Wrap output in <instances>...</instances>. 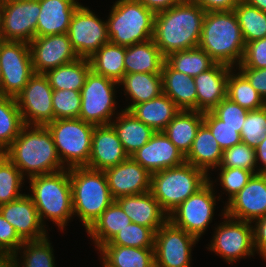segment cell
I'll use <instances>...</instances> for the list:
<instances>
[{
    "label": "cell",
    "mask_w": 266,
    "mask_h": 267,
    "mask_svg": "<svg viewBox=\"0 0 266 267\" xmlns=\"http://www.w3.org/2000/svg\"><path fill=\"white\" fill-rule=\"evenodd\" d=\"M130 223V218L114 200L86 232L94 240L98 250Z\"/></svg>",
    "instance_id": "obj_34"
},
{
    "label": "cell",
    "mask_w": 266,
    "mask_h": 267,
    "mask_svg": "<svg viewBox=\"0 0 266 267\" xmlns=\"http://www.w3.org/2000/svg\"><path fill=\"white\" fill-rule=\"evenodd\" d=\"M256 165L255 149L241 142L240 144L223 150L218 168H242L256 174Z\"/></svg>",
    "instance_id": "obj_44"
},
{
    "label": "cell",
    "mask_w": 266,
    "mask_h": 267,
    "mask_svg": "<svg viewBox=\"0 0 266 267\" xmlns=\"http://www.w3.org/2000/svg\"><path fill=\"white\" fill-rule=\"evenodd\" d=\"M0 63L3 92L15 97L34 74L29 43L0 39Z\"/></svg>",
    "instance_id": "obj_12"
},
{
    "label": "cell",
    "mask_w": 266,
    "mask_h": 267,
    "mask_svg": "<svg viewBox=\"0 0 266 267\" xmlns=\"http://www.w3.org/2000/svg\"><path fill=\"white\" fill-rule=\"evenodd\" d=\"M104 173L114 200L150 191L151 174L131 156Z\"/></svg>",
    "instance_id": "obj_19"
},
{
    "label": "cell",
    "mask_w": 266,
    "mask_h": 267,
    "mask_svg": "<svg viewBox=\"0 0 266 267\" xmlns=\"http://www.w3.org/2000/svg\"><path fill=\"white\" fill-rule=\"evenodd\" d=\"M12 1H18V0H0V4L8 3V2H12Z\"/></svg>",
    "instance_id": "obj_60"
},
{
    "label": "cell",
    "mask_w": 266,
    "mask_h": 267,
    "mask_svg": "<svg viewBox=\"0 0 266 267\" xmlns=\"http://www.w3.org/2000/svg\"><path fill=\"white\" fill-rule=\"evenodd\" d=\"M256 152V162L260 160L262 167L256 170L257 173L266 174V138L258 143V146L255 148Z\"/></svg>",
    "instance_id": "obj_56"
},
{
    "label": "cell",
    "mask_w": 266,
    "mask_h": 267,
    "mask_svg": "<svg viewBox=\"0 0 266 267\" xmlns=\"http://www.w3.org/2000/svg\"><path fill=\"white\" fill-rule=\"evenodd\" d=\"M3 154L28 178L67 168L61 163L52 135L45 125L25 124Z\"/></svg>",
    "instance_id": "obj_2"
},
{
    "label": "cell",
    "mask_w": 266,
    "mask_h": 267,
    "mask_svg": "<svg viewBox=\"0 0 266 267\" xmlns=\"http://www.w3.org/2000/svg\"><path fill=\"white\" fill-rule=\"evenodd\" d=\"M98 251L106 267H155L154 248L103 245Z\"/></svg>",
    "instance_id": "obj_32"
},
{
    "label": "cell",
    "mask_w": 266,
    "mask_h": 267,
    "mask_svg": "<svg viewBox=\"0 0 266 267\" xmlns=\"http://www.w3.org/2000/svg\"><path fill=\"white\" fill-rule=\"evenodd\" d=\"M240 134L242 143L254 149L266 138V106L248 112Z\"/></svg>",
    "instance_id": "obj_47"
},
{
    "label": "cell",
    "mask_w": 266,
    "mask_h": 267,
    "mask_svg": "<svg viewBox=\"0 0 266 267\" xmlns=\"http://www.w3.org/2000/svg\"><path fill=\"white\" fill-rule=\"evenodd\" d=\"M29 47L34 73L45 74L79 58L67 33L35 37Z\"/></svg>",
    "instance_id": "obj_17"
},
{
    "label": "cell",
    "mask_w": 266,
    "mask_h": 267,
    "mask_svg": "<svg viewBox=\"0 0 266 267\" xmlns=\"http://www.w3.org/2000/svg\"><path fill=\"white\" fill-rule=\"evenodd\" d=\"M206 11L190 0H183L155 14L153 40L166 57L172 52L199 46Z\"/></svg>",
    "instance_id": "obj_1"
},
{
    "label": "cell",
    "mask_w": 266,
    "mask_h": 267,
    "mask_svg": "<svg viewBox=\"0 0 266 267\" xmlns=\"http://www.w3.org/2000/svg\"><path fill=\"white\" fill-rule=\"evenodd\" d=\"M88 7L79 5L74 11L68 29V37L76 54L91 57L101 46L109 42L107 22L102 21Z\"/></svg>",
    "instance_id": "obj_15"
},
{
    "label": "cell",
    "mask_w": 266,
    "mask_h": 267,
    "mask_svg": "<svg viewBox=\"0 0 266 267\" xmlns=\"http://www.w3.org/2000/svg\"><path fill=\"white\" fill-rule=\"evenodd\" d=\"M49 238L46 237L41 240L24 241L18 252L22 249L23 261L19 263L18 252L14 254L9 260L13 267H56L55 258L53 256V247L51 246ZM22 264V265H21Z\"/></svg>",
    "instance_id": "obj_40"
},
{
    "label": "cell",
    "mask_w": 266,
    "mask_h": 267,
    "mask_svg": "<svg viewBox=\"0 0 266 267\" xmlns=\"http://www.w3.org/2000/svg\"><path fill=\"white\" fill-rule=\"evenodd\" d=\"M31 193L29 196L38 211L39 218L51 219L64 230L73 213L72 191L69 169L37 175L29 178Z\"/></svg>",
    "instance_id": "obj_4"
},
{
    "label": "cell",
    "mask_w": 266,
    "mask_h": 267,
    "mask_svg": "<svg viewBox=\"0 0 266 267\" xmlns=\"http://www.w3.org/2000/svg\"><path fill=\"white\" fill-rule=\"evenodd\" d=\"M202 124L203 112L180 110L163 132L185 157L190 151L197 131Z\"/></svg>",
    "instance_id": "obj_31"
},
{
    "label": "cell",
    "mask_w": 266,
    "mask_h": 267,
    "mask_svg": "<svg viewBox=\"0 0 266 267\" xmlns=\"http://www.w3.org/2000/svg\"><path fill=\"white\" fill-rule=\"evenodd\" d=\"M197 241V237L167 220L155 232V267H191V250Z\"/></svg>",
    "instance_id": "obj_14"
},
{
    "label": "cell",
    "mask_w": 266,
    "mask_h": 267,
    "mask_svg": "<svg viewBox=\"0 0 266 267\" xmlns=\"http://www.w3.org/2000/svg\"><path fill=\"white\" fill-rule=\"evenodd\" d=\"M165 62L174 70L185 73L191 78L212 68L216 62L202 48L172 52L165 57Z\"/></svg>",
    "instance_id": "obj_37"
},
{
    "label": "cell",
    "mask_w": 266,
    "mask_h": 267,
    "mask_svg": "<svg viewBox=\"0 0 266 267\" xmlns=\"http://www.w3.org/2000/svg\"><path fill=\"white\" fill-rule=\"evenodd\" d=\"M245 44L266 37V13L241 0L233 9Z\"/></svg>",
    "instance_id": "obj_41"
},
{
    "label": "cell",
    "mask_w": 266,
    "mask_h": 267,
    "mask_svg": "<svg viewBox=\"0 0 266 267\" xmlns=\"http://www.w3.org/2000/svg\"><path fill=\"white\" fill-rule=\"evenodd\" d=\"M40 0L0 4V39L30 43L36 37Z\"/></svg>",
    "instance_id": "obj_13"
},
{
    "label": "cell",
    "mask_w": 266,
    "mask_h": 267,
    "mask_svg": "<svg viewBox=\"0 0 266 267\" xmlns=\"http://www.w3.org/2000/svg\"><path fill=\"white\" fill-rule=\"evenodd\" d=\"M238 71H240L247 78L251 86L266 102V68H239Z\"/></svg>",
    "instance_id": "obj_52"
},
{
    "label": "cell",
    "mask_w": 266,
    "mask_h": 267,
    "mask_svg": "<svg viewBox=\"0 0 266 267\" xmlns=\"http://www.w3.org/2000/svg\"><path fill=\"white\" fill-rule=\"evenodd\" d=\"M79 5L76 0H40L36 37L67 33Z\"/></svg>",
    "instance_id": "obj_25"
},
{
    "label": "cell",
    "mask_w": 266,
    "mask_h": 267,
    "mask_svg": "<svg viewBox=\"0 0 266 267\" xmlns=\"http://www.w3.org/2000/svg\"><path fill=\"white\" fill-rule=\"evenodd\" d=\"M45 126L52 135L58 157L64 167L69 169L88 165L95 125L75 118L56 119Z\"/></svg>",
    "instance_id": "obj_8"
},
{
    "label": "cell",
    "mask_w": 266,
    "mask_h": 267,
    "mask_svg": "<svg viewBox=\"0 0 266 267\" xmlns=\"http://www.w3.org/2000/svg\"><path fill=\"white\" fill-rule=\"evenodd\" d=\"M204 11H231L241 0H190Z\"/></svg>",
    "instance_id": "obj_54"
},
{
    "label": "cell",
    "mask_w": 266,
    "mask_h": 267,
    "mask_svg": "<svg viewBox=\"0 0 266 267\" xmlns=\"http://www.w3.org/2000/svg\"><path fill=\"white\" fill-rule=\"evenodd\" d=\"M0 267H13L11 264V261L9 259H6L1 265Z\"/></svg>",
    "instance_id": "obj_59"
},
{
    "label": "cell",
    "mask_w": 266,
    "mask_h": 267,
    "mask_svg": "<svg viewBox=\"0 0 266 267\" xmlns=\"http://www.w3.org/2000/svg\"><path fill=\"white\" fill-rule=\"evenodd\" d=\"M223 150L215 140L210 129L203 123L196 134L185 162L203 170L207 175L212 168L219 167Z\"/></svg>",
    "instance_id": "obj_29"
},
{
    "label": "cell",
    "mask_w": 266,
    "mask_h": 267,
    "mask_svg": "<svg viewBox=\"0 0 266 267\" xmlns=\"http://www.w3.org/2000/svg\"><path fill=\"white\" fill-rule=\"evenodd\" d=\"M116 85L118 86V82L91 70L80 90L79 119L95 126L109 125L116 110Z\"/></svg>",
    "instance_id": "obj_9"
},
{
    "label": "cell",
    "mask_w": 266,
    "mask_h": 267,
    "mask_svg": "<svg viewBox=\"0 0 266 267\" xmlns=\"http://www.w3.org/2000/svg\"><path fill=\"white\" fill-rule=\"evenodd\" d=\"M226 221L220 223L214 232L208 249L220 255L227 263H233L242 257L253 256V227L251 222L233 219L222 212Z\"/></svg>",
    "instance_id": "obj_11"
},
{
    "label": "cell",
    "mask_w": 266,
    "mask_h": 267,
    "mask_svg": "<svg viewBox=\"0 0 266 267\" xmlns=\"http://www.w3.org/2000/svg\"><path fill=\"white\" fill-rule=\"evenodd\" d=\"M254 222L256 225H252L254 248L266 260V215Z\"/></svg>",
    "instance_id": "obj_53"
},
{
    "label": "cell",
    "mask_w": 266,
    "mask_h": 267,
    "mask_svg": "<svg viewBox=\"0 0 266 267\" xmlns=\"http://www.w3.org/2000/svg\"><path fill=\"white\" fill-rule=\"evenodd\" d=\"M154 241L155 232L151 228L132 222L120 230L109 243L104 245L154 248Z\"/></svg>",
    "instance_id": "obj_43"
},
{
    "label": "cell",
    "mask_w": 266,
    "mask_h": 267,
    "mask_svg": "<svg viewBox=\"0 0 266 267\" xmlns=\"http://www.w3.org/2000/svg\"><path fill=\"white\" fill-rule=\"evenodd\" d=\"M154 14L166 11L171 7L180 4L183 0H137Z\"/></svg>",
    "instance_id": "obj_55"
},
{
    "label": "cell",
    "mask_w": 266,
    "mask_h": 267,
    "mask_svg": "<svg viewBox=\"0 0 266 267\" xmlns=\"http://www.w3.org/2000/svg\"><path fill=\"white\" fill-rule=\"evenodd\" d=\"M163 94L168 96L181 110L197 111V92L194 79L172 69L164 62L162 71Z\"/></svg>",
    "instance_id": "obj_26"
},
{
    "label": "cell",
    "mask_w": 266,
    "mask_h": 267,
    "mask_svg": "<svg viewBox=\"0 0 266 267\" xmlns=\"http://www.w3.org/2000/svg\"><path fill=\"white\" fill-rule=\"evenodd\" d=\"M239 68H266V37L251 41L245 45V51Z\"/></svg>",
    "instance_id": "obj_51"
},
{
    "label": "cell",
    "mask_w": 266,
    "mask_h": 267,
    "mask_svg": "<svg viewBox=\"0 0 266 267\" xmlns=\"http://www.w3.org/2000/svg\"><path fill=\"white\" fill-rule=\"evenodd\" d=\"M125 52V46H120L110 41L105 43L89 57L91 70L95 74L119 82L125 75Z\"/></svg>",
    "instance_id": "obj_36"
},
{
    "label": "cell",
    "mask_w": 266,
    "mask_h": 267,
    "mask_svg": "<svg viewBox=\"0 0 266 267\" xmlns=\"http://www.w3.org/2000/svg\"><path fill=\"white\" fill-rule=\"evenodd\" d=\"M23 243L24 240L0 213V255L10 259Z\"/></svg>",
    "instance_id": "obj_50"
},
{
    "label": "cell",
    "mask_w": 266,
    "mask_h": 267,
    "mask_svg": "<svg viewBox=\"0 0 266 267\" xmlns=\"http://www.w3.org/2000/svg\"><path fill=\"white\" fill-rule=\"evenodd\" d=\"M73 213L86 231L114 201L104 171L84 167L69 168Z\"/></svg>",
    "instance_id": "obj_5"
},
{
    "label": "cell",
    "mask_w": 266,
    "mask_h": 267,
    "mask_svg": "<svg viewBox=\"0 0 266 267\" xmlns=\"http://www.w3.org/2000/svg\"><path fill=\"white\" fill-rule=\"evenodd\" d=\"M91 71L89 58H81L48 70L45 75L53 90L80 91Z\"/></svg>",
    "instance_id": "obj_35"
},
{
    "label": "cell",
    "mask_w": 266,
    "mask_h": 267,
    "mask_svg": "<svg viewBox=\"0 0 266 267\" xmlns=\"http://www.w3.org/2000/svg\"><path fill=\"white\" fill-rule=\"evenodd\" d=\"M224 207L225 215L253 222L266 215V174L256 173Z\"/></svg>",
    "instance_id": "obj_18"
},
{
    "label": "cell",
    "mask_w": 266,
    "mask_h": 267,
    "mask_svg": "<svg viewBox=\"0 0 266 267\" xmlns=\"http://www.w3.org/2000/svg\"><path fill=\"white\" fill-rule=\"evenodd\" d=\"M219 182L227 192L228 202L248 183L253 176L252 171L242 168H220Z\"/></svg>",
    "instance_id": "obj_48"
},
{
    "label": "cell",
    "mask_w": 266,
    "mask_h": 267,
    "mask_svg": "<svg viewBox=\"0 0 266 267\" xmlns=\"http://www.w3.org/2000/svg\"><path fill=\"white\" fill-rule=\"evenodd\" d=\"M226 97L247 110H259L266 106L261 95L251 86L247 78L239 71H230L227 79Z\"/></svg>",
    "instance_id": "obj_39"
},
{
    "label": "cell",
    "mask_w": 266,
    "mask_h": 267,
    "mask_svg": "<svg viewBox=\"0 0 266 267\" xmlns=\"http://www.w3.org/2000/svg\"><path fill=\"white\" fill-rule=\"evenodd\" d=\"M232 69L234 68L216 63L193 78L197 92V111H212L226 98L227 79Z\"/></svg>",
    "instance_id": "obj_23"
},
{
    "label": "cell",
    "mask_w": 266,
    "mask_h": 267,
    "mask_svg": "<svg viewBox=\"0 0 266 267\" xmlns=\"http://www.w3.org/2000/svg\"><path fill=\"white\" fill-rule=\"evenodd\" d=\"M209 175L190 163L151 174L150 192L161 209L169 215L208 181Z\"/></svg>",
    "instance_id": "obj_6"
},
{
    "label": "cell",
    "mask_w": 266,
    "mask_h": 267,
    "mask_svg": "<svg viewBox=\"0 0 266 267\" xmlns=\"http://www.w3.org/2000/svg\"><path fill=\"white\" fill-rule=\"evenodd\" d=\"M25 180L21 171L0 153V205L20 198V188Z\"/></svg>",
    "instance_id": "obj_42"
},
{
    "label": "cell",
    "mask_w": 266,
    "mask_h": 267,
    "mask_svg": "<svg viewBox=\"0 0 266 267\" xmlns=\"http://www.w3.org/2000/svg\"><path fill=\"white\" fill-rule=\"evenodd\" d=\"M6 260V258L2 255H0V265Z\"/></svg>",
    "instance_id": "obj_61"
},
{
    "label": "cell",
    "mask_w": 266,
    "mask_h": 267,
    "mask_svg": "<svg viewBox=\"0 0 266 267\" xmlns=\"http://www.w3.org/2000/svg\"><path fill=\"white\" fill-rule=\"evenodd\" d=\"M180 108L165 94L147 102L134 105L129 111L155 132L163 131Z\"/></svg>",
    "instance_id": "obj_30"
},
{
    "label": "cell",
    "mask_w": 266,
    "mask_h": 267,
    "mask_svg": "<svg viewBox=\"0 0 266 267\" xmlns=\"http://www.w3.org/2000/svg\"><path fill=\"white\" fill-rule=\"evenodd\" d=\"M203 123L210 129L222 150L231 148L242 142L241 129L230 127L218 119L211 111L203 113Z\"/></svg>",
    "instance_id": "obj_46"
},
{
    "label": "cell",
    "mask_w": 266,
    "mask_h": 267,
    "mask_svg": "<svg viewBox=\"0 0 266 267\" xmlns=\"http://www.w3.org/2000/svg\"><path fill=\"white\" fill-rule=\"evenodd\" d=\"M15 97L0 98V153H3L19 135L24 126Z\"/></svg>",
    "instance_id": "obj_38"
},
{
    "label": "cell",
    "mask_w": 266,
    "mask_h": 267,
    "mask_svg": "<svg viewBox=\"0 0 266 267\" xmlns=\"http://www.w3.org/2000/svg\"><path fill=\"white\" fill-rule=\"evenodd\" d=\"M131 157L150 174L185 162V157L163 131L155 132L151 139Z\"/></svg>",
    "instance_id": "obj_21"
},
{
    "label": "cell",
    "mask_w": 266,
    "mask_h": 267,
    "mask_svg": "<svg viewBox=\"0 0 266 267\" xmlns=\"http://www.w3.org/2000/svg\"><path fill=\"white\" fill-rule=\"evenodd\" d=\"M133 223L146 226L156 232L167 220L152 193L129 195L115 200Z\"/></svg>",
    "instance_id": "obj_24"
},
{
    "label": "cell",
    "mask_w": 266,
    "mask_h": 267,
    "mask_svg": "<svg viewBox=\"0 0 266 267\" xmlns=\"http://www.w3.org/2000/svg\"><path fill=\"white\" fill-rule=\"evenodd\" d=\"M245 42L233 10L206 12L199 47L216 62L239 65L243 59Z\"/></svg>",
    "instance_id": "obj_3"
},
{
    "label": "cell",
    "mask_w": 266,
    "mask_h": 267,
    "mask_svg": "<svg viewBox=\"0 0 266 267\" xmlns=\"http://www.w3.org/2000/svg\"><path fill=\"white\" fill-rule=\"evenodd\" d=\"M108 18L111 43L127 47L153 38L155 14L137 0H117Z\"/></svg>",
    "instance_id": "obj_7"
},
{
    "label": "cell",
    "mask_w": 266,
    "mask_h": 267,
    "mask_svg": "<svg viewBox=\"0 0 266 267\" xmlns=\"http://www.w3.org/2000/svg\"><path fill=\"white\" fill-rule=\"evenodd\" d=\"M114 128L109 125L95 126L91 152L86 167L104 171L128 158Z\"/></svg>",
    "instance_id": "obj_22"
},
{
    "label": "cell",
    "mask_w": 266,
    "mask_h": 267,
    "mask_svg": "<svg viewBox=\"0 0 266 267\" xmlns=\"http://www.w3.org/2000/svg\"><path fill=\"white\" fill-rule=\"evenodd\" d=\"M53 89L45 74L34 73L15 96L24 124L46 125L54 120Z\"/></svg>",
    "instance_id": "obj_16"
},
{
    "label": "cell",
    "mask_w": 266,
    "mask_h": 267,
    "mask_svg": "<svg viewBox=\"0 0 266 267\" xmlns=\"http://www.w3.org/2000/svg\"><path fill=\"white\" fill-rule=\"evenodd\" d=\"M211 112L226 125L242 128L249 110L226 97Z\"/></svg>",
    "instance_id": "obj_49"
},
{
    "label": "cell",
    "mask_w": 266,
    "mask_h": 267,
    "mask_svg": "<svg viewBox=\"0 0 266 267\" xmlns=\"http://www.w3.org/2000/svg\"><path fill=\"white\" fill-rule=\"evenodd\" d=\"M52 105L54 120L79 118L81 110L80 91L53 90Z\"/></svg>",
    "instance_id": "obj_45"
},
{
    "label": "cell",
    "mask_w": 266,
    "mask_h": 267,
    "mask_svg": "<svg viewBox=\"0 0 266 267\" xmlns=\"http://www.w3.org/2000/svg\"><path fill=\"white\" fill-rule=\"evenodd\" d=\"M124 86L125 95H130L131 105L123 110L129 111L134 105L147 102L163 93L161 74L130 73L118 82Z\"/></svg>",
    "instance_id": "obj_33"
},
{
    "label": "cell",
    "mask_w": 266,
    "mask_h": 267,
    "mask_svg": "<svg viewBox=\"0 0 266 267\" xmlns=\"http://www.w3.org/2000/svg\"><path fill=\"white\" fill-rule=\"evenodd\" d=\"M164 62L165 56L160 52L153 38L126 47L125 74L138 72L161 74Z\"/></svg>",
    "instance_id": "obj_27"
},
{
    "label": "cell",
    "mask_w": 266,
    "mask_h": 267,
    "mask_svg": "<svg viewBox=\"0 0 266 267\" xmlns=\"http://www.w3.org/2000/svg\"><path fill=\"white\" fill-rule=\"evenodd\" d=\"M116 120L110 125L114 128L125 152L132 156L143 147L153 136L155 131L137 119L130 111L122 110Z\"/></svg>",
    "instance_id": "obj_28"
},
{
    "label": "cell",
    "mask_w": 266,
    "mask_h": 267,
    "mask_svg": "<svg viewBox=\"0 0 266 267\" xmlns=\"http://www.w3.org/2000/svg\"><path fill=\"white\" fill-rule=\"evenodd\" d=\"M213 180H210L200 188L195 194L191 195L169 215L168 220L176 227L183 229L186 233L192 234L198 239L204 234L209 223L214 216L215 191ZM215 195V196H214Z\"/></svg>",
    "instance_id": "obj_10"
},
{
    "label": "cell",
    "mask_w": 266,
    "mask_h": 267,
    "mask_svg": "<svg viewBox=\"0 0 266 267\" xmlns=\"http://www.w3.org/2000/svg\"><path fill=\"white\" fill-rule=\"evenodd\" d=\"M6 96L3 92V87H2V74H1V63H0V98Z\"/></svg>",
    "instance_id": "obj_58"
},
{
    "label": "cell",
    "mask_w": 266,
    "mask_h": 267,
    "mask_svg": "<svg viewBox=\"0 0 266 267\" xmlns=\"http://www.w3.org/2000/svg\"><path fill=\"white\" fill-rule=\"evenodd\" d=\"M248 5L258 8L259 10L266 13V0H243Z\"/></svg>",
    "instance_id": "obj_57"
},
{
    "label": "cell",
    "mask_w": 266,
    "mask_h": 267,
    "mask_svg": "<svg viewBox=\"0 0 266 267\" xmlns=\"http://www.w3.org/2000/svg\"><path fill=\"white\" fill-rule=\"evenodd\" d=\"M0 213L13 226L24 241L41 240L47 237L38 211L29 194L0 205Z\"/></svg>",
    "instance_id": "obj_20"
}]
</instances>
